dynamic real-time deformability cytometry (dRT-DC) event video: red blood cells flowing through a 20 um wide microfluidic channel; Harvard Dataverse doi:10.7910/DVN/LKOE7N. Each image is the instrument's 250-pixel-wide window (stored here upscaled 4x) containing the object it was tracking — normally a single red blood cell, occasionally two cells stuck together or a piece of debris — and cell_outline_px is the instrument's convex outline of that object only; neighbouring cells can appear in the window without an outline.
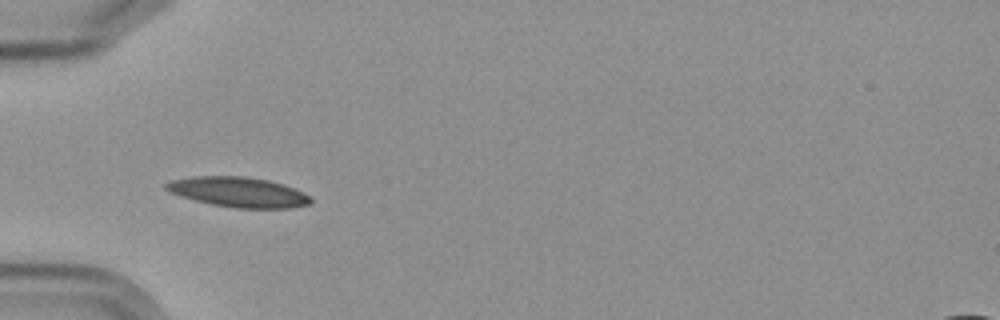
{"species": "Egyptian fruit bat (a non-hibernating species)", "species_latin": "Rousettus aegyptiacus", "temperature_condition": "cold", "stored_images_in_passage": 8, "camera_frame_rate_fps": 3000, "um_per_image_px": 0.085, "frame": {"image": 1, "passage_image": 5, "time_ms": 4.333, "image_size_px": [1000, 320], "cell_outline_px": [[312, 200], [308, 204], [288, 208], [232, 208], [212, 204], [180, 196], [168, 192], [164, 188], [164, 184], [172, 180], [192, 176], [244, 176], [268, 180], [304, 192], [312, 196]], "centroid_in_image_um": [20.23, 16.32], "position_along_channel_um": 64.8, "area_um2": 25.26}}
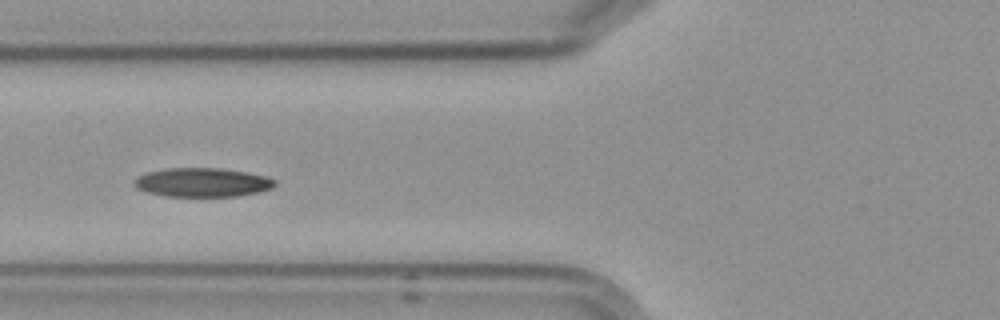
{"frame": {"image": 2, "passage_image": 6, "time_ms": 5.667, "image_size_px": [1000, 320], "cell_outline_px": [[276, 184], [272, 188], [260, 192], [236, 196], [168, 196], [148, 192], [136, 188], [132, 184], [140, 176], [148, 172], [168, 168], [220, 168], [248, 172], [268, 176], [276, 180]], "centroid_in_image_um": [17.26, 15.5], "position_along_channel_um": 108.5, "area_um2": 23.7}}
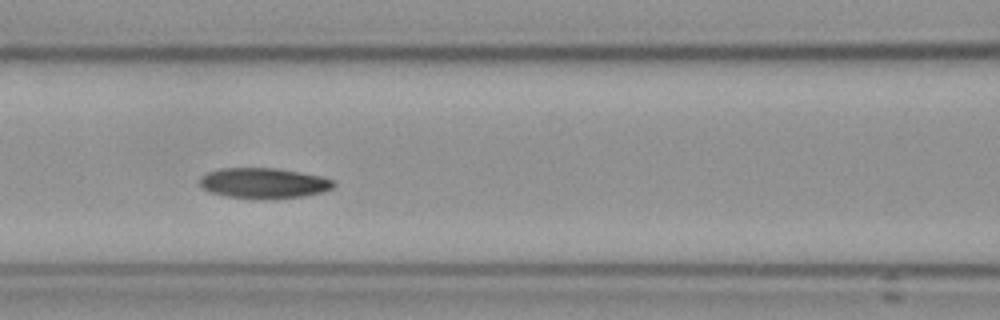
{"frame": {"image": 3, "passage_image": 7, "time_ms": 6.667, "image_size_px": [1000, 320], "cell_outline_px": [[336, 184], [332, 188], [324, 192], [304, 196], [260, 200], [228, 196], [208, 192], [200, 188], [200, 176], [208, 172], [224, 168], [276, 168], [300, 172], [320, 176], [332, 180]], "centroid_in_image_um": [22.39, 15.58], "position_along_channel_um": 144.2, "area_um2": 23.99}}